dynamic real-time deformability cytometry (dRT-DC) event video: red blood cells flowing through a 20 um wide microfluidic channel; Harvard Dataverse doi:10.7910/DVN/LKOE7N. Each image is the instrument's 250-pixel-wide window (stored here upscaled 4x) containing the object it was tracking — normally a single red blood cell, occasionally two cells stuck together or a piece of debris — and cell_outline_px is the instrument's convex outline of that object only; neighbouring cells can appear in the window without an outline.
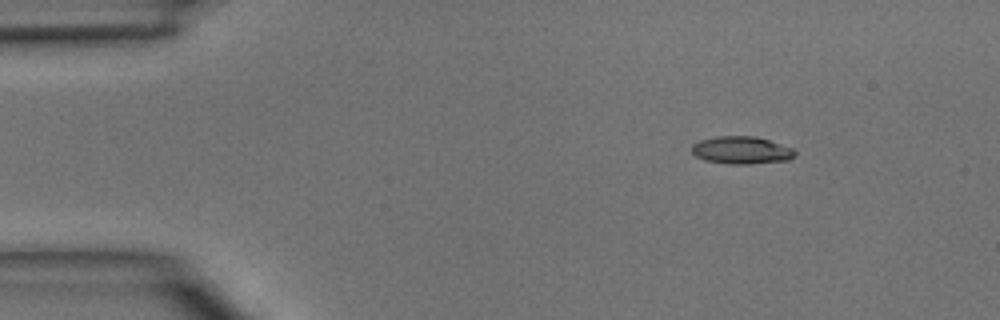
{"species": "common noctule bat (a hibernating species)", "species_latin": "Nyctalus noctula", "temperature_condition": "room temperature", "stored_images_in_passage": 3, "camera_frame_rate_fps": 3000, "um_per_image_px": 0.085, "animal": {"sex": "male", "body_mass_g": 15.6}, "frame": {"image": 1, "passage_image": 2, "time_ms": 0.333, "image_size_px": [1000, 320], "cell_outline_px": [[796, 156], [788, 160], [748, 164], [728, 164], [704, 160], [696, 156], [692, 152], [692, 144], [700, 140], [716, 136], [756, 136], [792, 148], [796, 152]], "centroid_in_image_um": [63.01, 12.77], "position_along_channel_um": 22.0, "area_um2": 16.59}}